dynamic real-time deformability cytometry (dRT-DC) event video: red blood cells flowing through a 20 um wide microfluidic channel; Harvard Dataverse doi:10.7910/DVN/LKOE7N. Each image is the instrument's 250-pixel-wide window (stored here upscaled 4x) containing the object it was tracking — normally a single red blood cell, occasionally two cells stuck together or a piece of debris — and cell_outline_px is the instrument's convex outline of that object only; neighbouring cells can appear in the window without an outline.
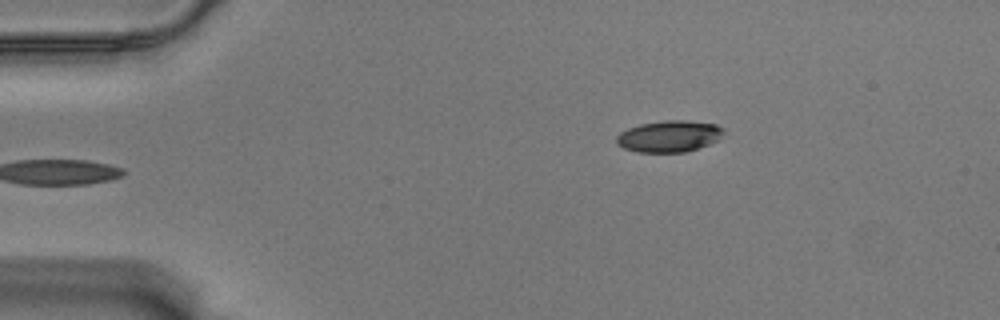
{"species": "Egyptian fruit bat (a non-hibernating species)", "species_latin": "Rousettus aegyptiacus", "temperature_condition": "warm", "stored_images_in_passage": 48, "camera_frame_rate_fps": 3000, "um_per_image_px": 0.085, "animal": {"sex": "male"}, "frame": {"image": 1, "passage_image": 1, "time_ms": 0.0, "image_size_px": [1000, 320], "cell_outline_px": [[724, 132], [720, 140], [684, 152], [636, 152], [624, 148], [616, 144], [616, 136], [620, 132], [628, 128], [640, 124], [664, 120], [688, 120], [716, 124], [724, 128]], "centroid_in_image_um": [56.88, 11.57], "position_along_channel_um": 28.1, "area_um2": 19.83}}
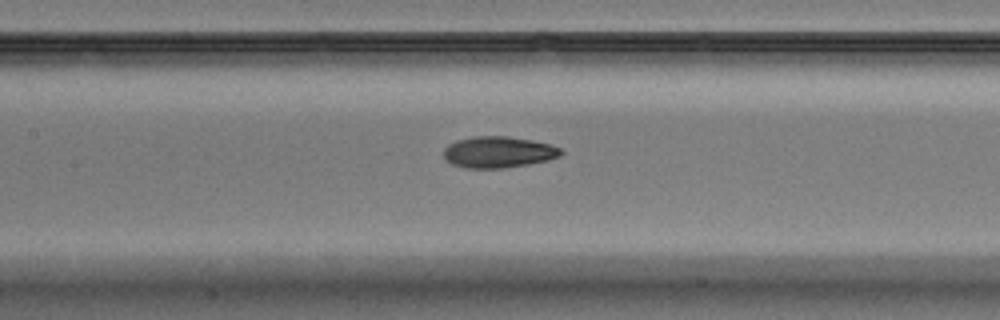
{"frame": {"image": 2, "passage_image": 18, "time_ms": 5.667, "image_size_px": [1000, 320], "cell_outline_px": [[564, 152], [560, 156], [548, 160], [528, 164], [500, 168], [464, 168], [452, 164], [444, 160], [444, 148], [448, 144], [456, 140], [472, 136], [508, 136], [532, 140], [552, 144], [560, 148]], "centroid_in_image_um": [42.35, 12.92], "position_along_channel_um": 165.1, "area_um2": 21.62}}
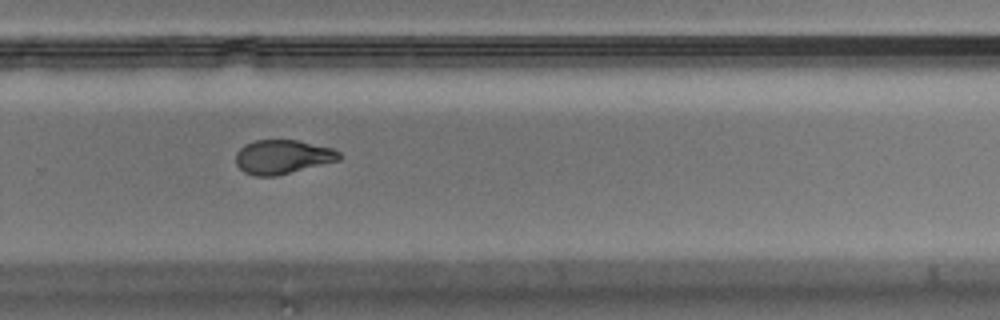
{"frame": {"image": 3, "passage_image": 30, "time_ms": 9.667, "image_size_px": [1000, 320], "cell_outline_px": [[344, 156], [340, 160], [276, 176], [252, 176], [244, 172], [236, 164], [236, 152], [244, 144], [256, 140], [296, 140], [332, 148], [340, 152]], "centroid_in_image_um": [24.02, 13.34], "position_along_channel_um": 305.8, "area_um2": 20.63}, "authors_computed_cell_mechanics": {"area_um2": 21.5305, "velocity_mm_per_s": 3.5259, "shape_relaxation_time_tau1_ms": 7.3943, "shape_relaxation_time_tau2_ms": 2.9004, "deformation_change_tau1": 0.2088, "deformation_change_tau2": 0.0833}}